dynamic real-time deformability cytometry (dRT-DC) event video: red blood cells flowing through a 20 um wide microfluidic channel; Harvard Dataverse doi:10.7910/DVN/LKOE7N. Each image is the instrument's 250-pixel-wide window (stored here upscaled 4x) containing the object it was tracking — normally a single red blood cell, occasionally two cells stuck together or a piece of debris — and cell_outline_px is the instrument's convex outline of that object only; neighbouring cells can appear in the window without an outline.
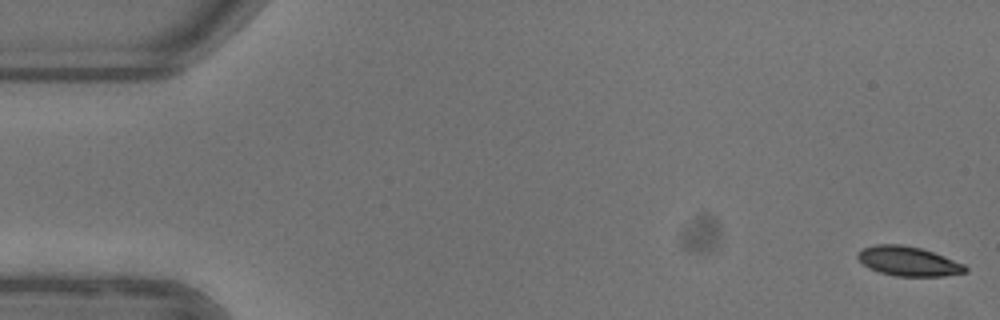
{"species": "common noctule bat (a hibernating species)", "species_latin": "Nyctalus noctula", "temperature_condition": "warm", "stored_images_in_passage": 53, "camera_frame_rate_fps": 3000, "um_per_image_px": 0.085, "animal": {"sex": "female"}, "frame": {"image": 1, "passage_image": 1, "time_ms": 0.0, "image_size_px": [1000, 320], "cell_outline_px": [[968, 272], [944, 276], [896, 276], [880, 272], [868, 268], [856, 256], [864, 248], [876, 244], [900, 244], [920, 248], [944, 256], [964, 264], [968, 268]], "centroid_in_image_um": [77.24, 22.21], "position_along_channel_um": 7.8, "area_um2": 18.32}}
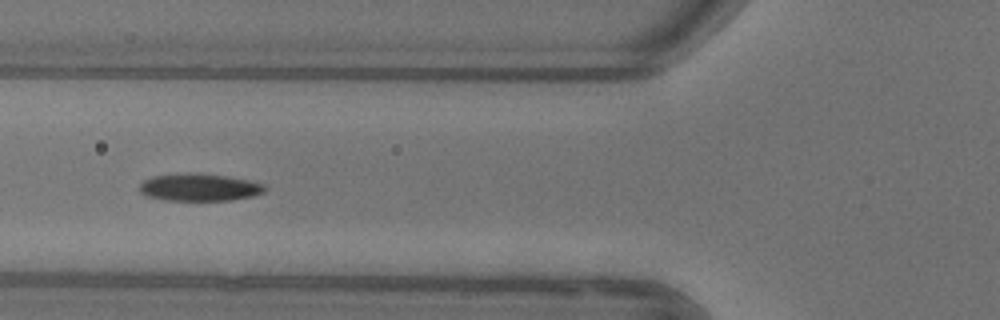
{"frame": {"image": 2, "passage_image": 20, "time_ms": 6.333, "image_size_px": [1000, 320], "cell_outline_px": [[268, 188], [264, 192], [252, 196], [232, 200], [164, 200], [148, 196], [140, 192], [140, 184], [144, 180], [152, 176], [196, 172], [228, 176], [248, 180], [264, 184]], "centroid_in_image_um": [16.97, 15.91], "position_along_channel_um": 108.8, "area_um2": 20.06}}
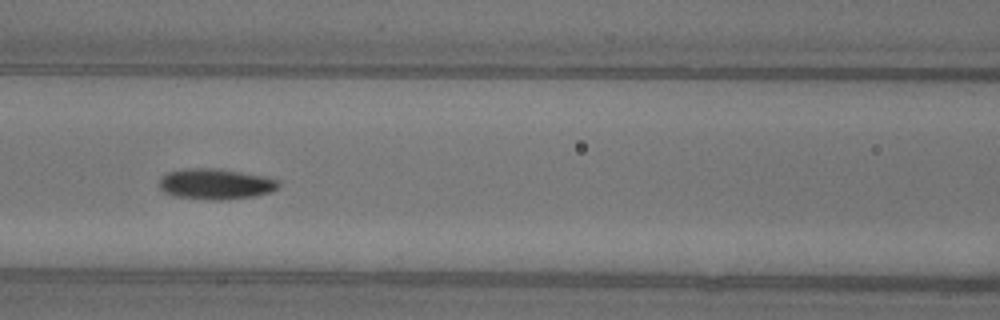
{"frame": {"image": 3, "passage_image": 23, "time_ms": 7.333, "image_size_px": [1000, 320], "cell_outline_px": [[280, 184], [272, 192], [256, 196], [220, 200], [212, 200], [176, 196], [164, 192], [160, 188], [160, 176], [168, 172], [184, 168], [216, 168], [264, 176], [280, 180]], "centroid_in_image_um": [18.33, 15.63], "position_along_channel_um": 148.3, "area_um2": 21.39}, "authors_computed_cell_mechanics": {"area_um2": 19.8832, "velocity_mm_per_s": 3.9091, "shape_relaxation_time_tau1_ms": 3.8653, "shape_relaxation_time_tau2_ms": 5.0096, "deformation_change_tau1": 0.138, "deformation_change_tau2": 0.0766}}